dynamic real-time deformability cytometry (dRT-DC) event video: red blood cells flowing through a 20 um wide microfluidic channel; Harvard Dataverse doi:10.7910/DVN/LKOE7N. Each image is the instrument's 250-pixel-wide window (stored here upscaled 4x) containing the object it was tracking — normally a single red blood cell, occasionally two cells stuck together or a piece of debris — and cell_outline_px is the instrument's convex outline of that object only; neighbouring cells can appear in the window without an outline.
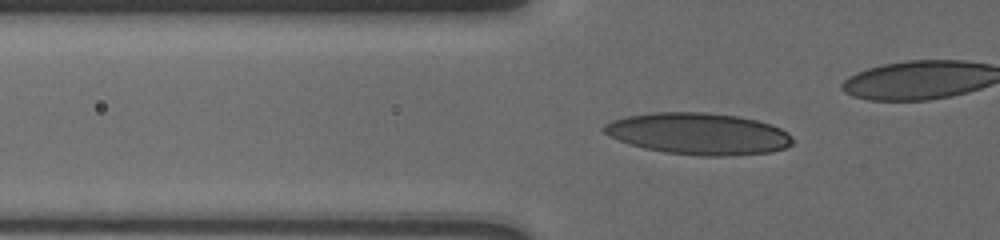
{"species": "human", "species_latin": "Homo sapiens", "temperature_condition": "cold", "stored_images_in_passage": 16, "camera_frame_rate_fps": 3000, "um_per_image_px": 0.085, "donor": {"sex": "male"}, "frame": {"image": 1, "passage_image": 12, "time_ms": 6.667, "image_size_px": [1000, 240], "cell_outline_px": [[792, 144], [784, 148], [772, 152], [732, 156], [700, 156], [664, 152], [644, 148], [608, 136], [600, 128], [604, 124], [612, 120], [628, 116], [656, 112], [704, 112], [740, 116], [772, 124], [788, 132], [792, 136]], "centroid_in_image_um": [59.39, 11.37], "position_along_channel_um": 66.4, "area_um2": 46.01}}
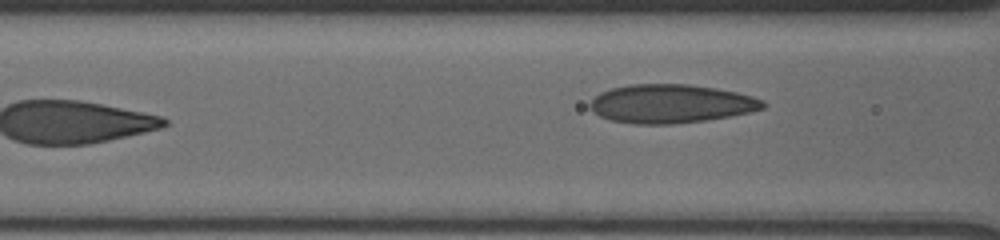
{"frame": {"image": 2, "passage_image": 16, "time_ms": 9.333, "image_size_px": [1000, 240], "cell_outline_px": [[768, 104], [764, 108], [752, 112], [704, 120], [672, 124], [636, 124], [612, 120], [600, 116], [588, 108], [588, 104], [600, 92], [612, 88], [628, 84], [688, 84], [716, 88], [736, 92], [752, 96], [764, 100]], "centroid_in_image_um": [57.03, 8.81], "position_along_channel_um": 109.6, "area_um2": 39.02}}